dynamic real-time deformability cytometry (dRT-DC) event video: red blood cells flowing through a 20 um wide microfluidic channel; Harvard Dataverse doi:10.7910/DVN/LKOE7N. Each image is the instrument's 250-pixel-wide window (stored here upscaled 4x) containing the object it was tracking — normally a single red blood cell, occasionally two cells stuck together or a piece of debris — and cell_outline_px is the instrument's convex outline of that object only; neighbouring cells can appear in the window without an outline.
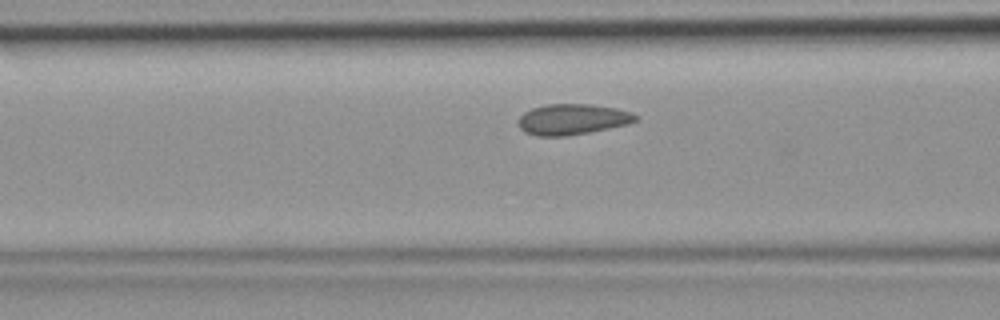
{"species": "common noctule bat (a hibernating species)", "species_latin": "Nyctalus noctula", "temperature_condition": "room temperature", "stored_images_in_passage": 28, "camera_frame_rate_fps": 3000, "um_per_image_px": 0.085, "animal": {"sex": "female", "body_mass_g": 19.9}, "frame": {"image": 1, "passage_image": 9, "time_ms": 2.667, "image_size_px": [1000, 320], "cell_outline_px": [[640, 116], [636, 120], [628, 124], [568, 136], [536, 136], [524, 132], [520, 128], [520, 116], [524, 112], [532, 108], [544, 104], [592, 104], [616, 108], [632, 112]], "centroid_in_image_um": [48.67, 10.13], "position_along_channel_um": 117.9, "area_um2": 21.04}}